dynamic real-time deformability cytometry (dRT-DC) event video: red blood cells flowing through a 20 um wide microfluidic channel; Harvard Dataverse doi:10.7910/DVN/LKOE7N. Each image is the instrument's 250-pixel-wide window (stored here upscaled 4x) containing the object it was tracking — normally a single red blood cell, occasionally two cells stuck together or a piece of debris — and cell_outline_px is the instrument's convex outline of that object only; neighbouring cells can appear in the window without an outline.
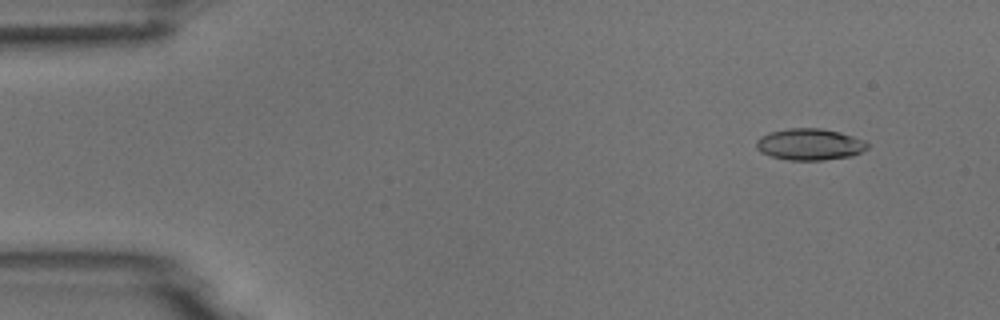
{"species": "common noctule bat (a hibernating species)", "species_latin": "Nyctalus noctula", "temperature_condition": "room temperature", "stored_images_in_passage": 6, "camera_frame_rate_fps": 3000, "um_per_image_px": 0.085, "animal": {"sex": "male", "body_mass_g": 18.8}, "frame": {"image": 1, "passage_image": 2, "time_ms": 1.333, "image_size_px": [1000, 320], "cell_outline_px": [[868, 148], [852, 156], [824, 160], [788, 160], [772, 156], [760, 152], [756, 148], [756, 140], [760, 136], [772, 132], [788, 128], [820, 128], [840, 132], [864, 140], [868, 144]], "centroid_in_image_um": [68.82, 12.27], "position_along_channel_um": 16.2, "area_um2": 20.4}}
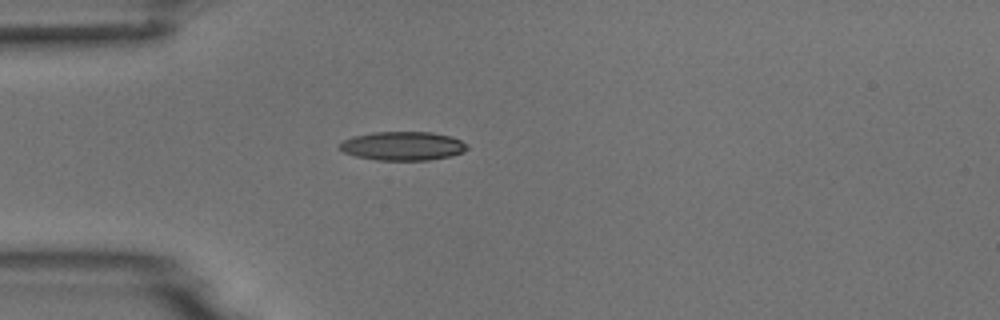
{"frame": {"image": 2, "passage_image": 5, "time_ms": 4.667, "image_size_px": [1000, 320], "cell_outline_px": [[468, 148], [464, 152], [452, 156], [428, 160], [376, 160], [356, 156], [344, 152], [336, 148], [344, 140], [352, 136], [372, 132], [432, 132], [452, 136], [468, 144]], "centroid_in_image_um": [34.25, 12.4], "position_along_channel_um": 50.8, "area_um2": 21.62}}